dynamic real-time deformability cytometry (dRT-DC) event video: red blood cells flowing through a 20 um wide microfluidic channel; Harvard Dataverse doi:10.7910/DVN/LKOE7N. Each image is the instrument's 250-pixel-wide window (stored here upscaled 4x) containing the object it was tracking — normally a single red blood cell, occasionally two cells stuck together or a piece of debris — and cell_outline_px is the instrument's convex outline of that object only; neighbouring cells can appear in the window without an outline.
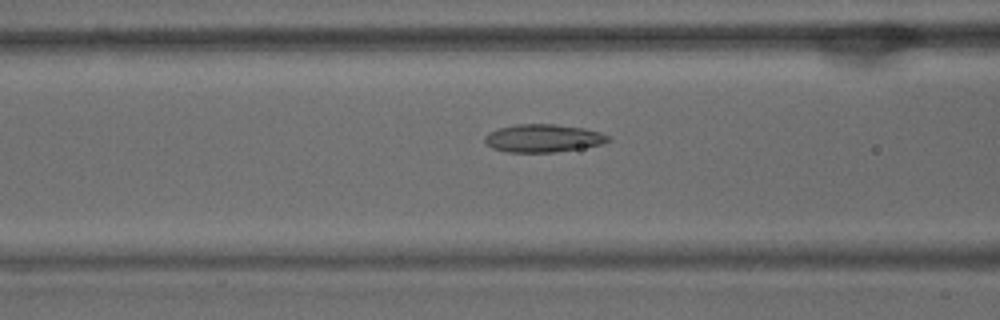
{"species": "common noctule bat (a hibernating species)", "species_latin": "Nyctalus noctula", "temperature_condition": "warm", "stored_images_in_passage": 33, "camera_frame_rate_fps": 3000, "um_per_image_px": 0.085, "animal": {"sex": "male", "body_mass_g": 15.6}, "frame": {"image": 1, "passage_image": 12, "time_ms": 3.667, "image_size_px": [1000, 320], "cell_outline_px": [[612, 140], [600, 144], [580, 148], [556, 152], [508, 152], [492, 148], [484, 140], [484, 136], [500, 128], [516, 124], [556, 124], [584, 128], [600, 132], [608, 136]], "centroid_in_image_um": [46.18, 11.75], "position_along_channel_um": 120.4, "area_um2": 19.88}}
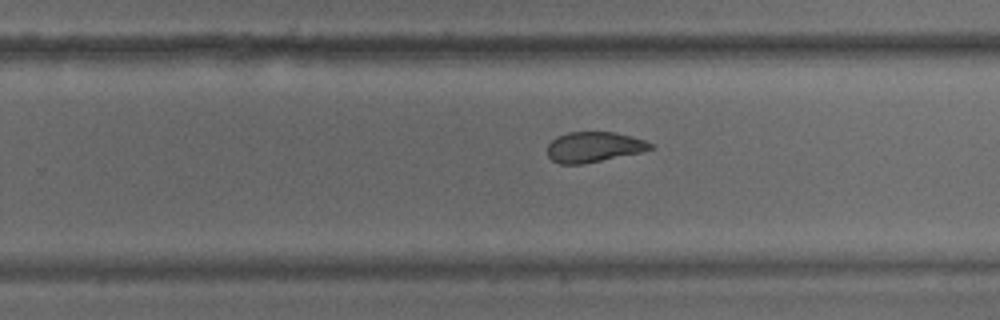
{"frame": {"image": 2, "passage_image": 24, "time_ms": 7.667, "image_size_px": [1000, 320], "cell_outline_px": [[652, 148], [640, 152], [580, 164], [560, 164], [552, 160], [548, 156], [548, 144], [556, 136], [568, 132], [616, 132], [644, 140], [652, 144]], "centroid_in_image_um": [50.43, 12.48], "position_along_channel_um": 279.4, "area_um2": 17.92}}
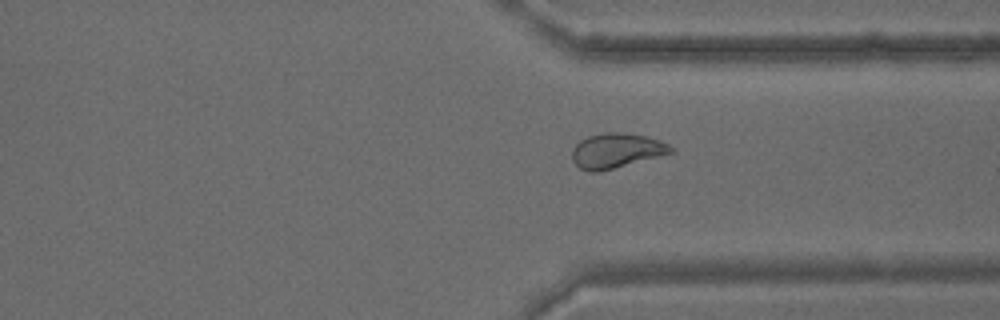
{"frame": {"image": 3, "passage_image": 30, "time_ms": 9.667, "image_size_px": [1000, 320], "cell_outline_px": [[672, 152], [612, 168], [596, 172], [588, 172], [580, 168], [572, 160], [572, 148], [580, 140], [588, 136], [608, 132], [620, 132], [644, 136], [668, 144], [672, 148]], "centroid_in_image_um": [52.3, 12.8], "position_along_channel_um": 359.1, "area_um2": 19.42}}